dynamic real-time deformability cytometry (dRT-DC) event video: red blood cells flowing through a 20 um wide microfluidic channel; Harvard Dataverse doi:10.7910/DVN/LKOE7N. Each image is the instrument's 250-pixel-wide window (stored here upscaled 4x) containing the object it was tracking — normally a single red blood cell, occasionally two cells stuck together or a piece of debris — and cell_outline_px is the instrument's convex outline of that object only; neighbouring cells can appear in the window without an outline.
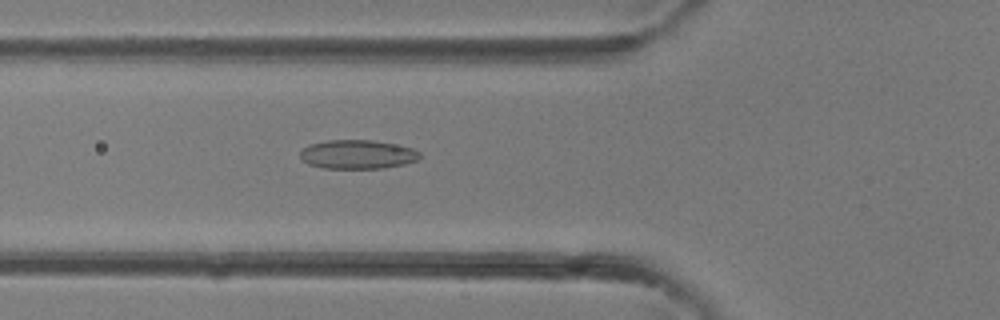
{"species": "common noctule bat (a hibernating species)", "species_latin": "Nyctalus noctula", "temperature_condition": "room temperature", "stored_images_in_passage": 30, "camera_frame_rate_fps": 3000, "um_per_image_px": 0.085, "animal": {"sex": "female"}, "frame": {"image": 1, "passage_image": 15, "time_ms": 4.667, "image_size_px": [1000, 320], "cell_outline_px": [[420, 156], [416, 160], [404, 164], [384, 168], [320, 168], [308, 164], [300, 156], [300, 152], [308, 144], [328, 140], [372, 140], [412, 148], [420, 152]], "centroid_in_image_um": [30.36, 13.12], "position_along_channel_um": 95.4, "area_um2": 20.06}}
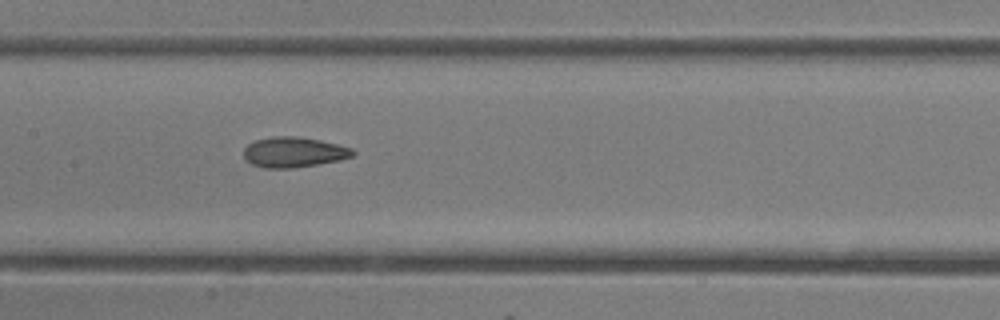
{"frame": {"image": 2, "passage_image": 20, "time_ms": 6.333, "image_size_px": [1000, 320], "cell_outline_px": [[356, 152], [352, 156], [340, 160], [292, 168], [264, 168], [252, 164], [244, 156], [244, 148], [248, 144], [256, 140], [272, 136], [296, 136], [320, 140], [352, 148]], "centroid_in_image_um": [24.97, 12.93], "position_along_channel_um": 182.4, "area_um2": 19.13}}
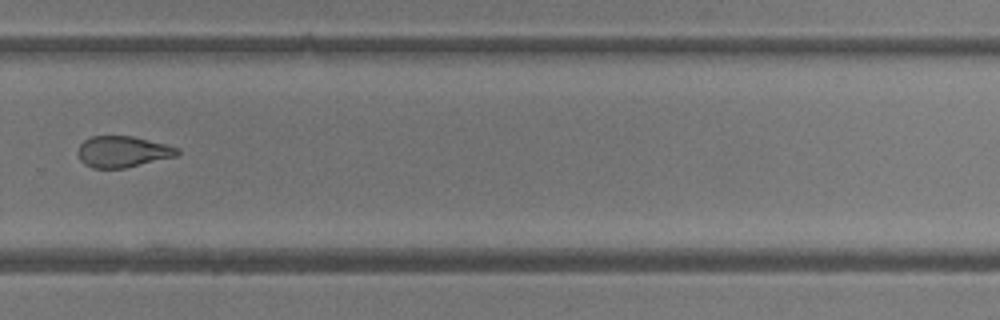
{"frame": {"image": 3, "passage_image": 28, "time_ms": 9.0, "image_size_px": [1000, 320], "cell_outline_px": [[180, 152], [176, 156], [124, 168], [92, 168], [84, 164], [80, 160], [76, 152], [80, 144], [84, 140], [92, 136], [132, 136], [180, 148]], "centroid_in_image_um": [10.39, 12.89], "position_along_channel_um": 319.4, "area_um2": 18.03}}